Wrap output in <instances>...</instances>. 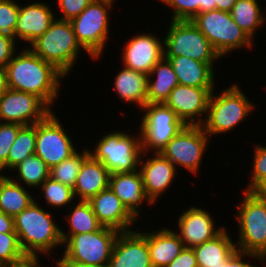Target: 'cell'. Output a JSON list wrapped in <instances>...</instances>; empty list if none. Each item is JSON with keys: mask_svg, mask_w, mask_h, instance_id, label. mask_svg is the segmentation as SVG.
<instances>
[{"mask_svg": "<svg viewBox=\"0 0 266 267\" xmlns=\"http://www.w3.org/2000/svg\"><path fill=\"white\" fill-rule=\"evenodd\" d=\"M8 88L32 93L51 109L60 94L65 75L53 64L44 61L29 47L15 53L6 66Z\"/></svg>", "mask_w": 266, "mask_h": 267, "instance_id": "cell-1", "label": "cell"}, {"mask_svg": "<svg viewBox=\"0 0 266 267\" xmlns=\"http://www.w3.org/2000/svg\"><path fill=\"white\" fill-rule=\"evenodd\" d=\"M54 220L51 211H46L36 199L14 217V230L26 255L49 257L52 250L63 245L61 228Z\"/></svg>", "mask_w": 266, "mask_h": 267, "instance_id": "cell-2", "label": "cell"}, {"mask_svg": "<svg viewBox=\"0 0 266 267\" xmlns=\"http://www.w3.org/2000/svg\"><path fill=\"white\" fill-rule=\"evenodd\" d=\"M216 90L210 95L207 115L201 125L209 138L218 134L226 135L236 126L239 127L238 124L255 109L254 102L249 100L238 83L231 84L219 94Z\"/></svg>", "mask_w": 266, "mask_h": 267, "instance_id": "cell-3", "label": "cell"}, {"mask_svg": "<svg viewBox=\"0 0 266 267\" xmlns=\"http://www.w3.org/2000/svg\"><path fill=\"white\" fill-rule=\"evenodd\" d=\"M243 192L237 205L238 251L251 253L266 261V192Z\"/></svg>", "mask_w": 266, "mask_h": 267, "instance_id": "cell-4", "label": "cell"}, {"mask_svg": "<svg viewBox=\"0 0 266 267\" xmlns=\"http://www.w3.org/2000/svg\"><path fill=\"white\" fill-rule=\"evenodd\" d=\"M29 48L44 61L53 64L66 77L85 52L78 43L70 21L56 17L49 28Z\"/></svg>", "mask_w": 266, "mask_h": 267, "instance_id": "cell-5", "label": "cell"}, {"mask_svg": "<svg viewBox=\"0 0 266 267\" xmlns=\"http://www.w3.org/2000/svg\"><path fill=\"white\" fill-rule=\"evenodd\" d=\"M115 0H93L77 17L70 20L76 39L95 61L105 51L109 41L110 11Z\"/></svg>", "mask_w": 266, "mask_h": 267, "instance_id": "cell-6", "label": "cell"}, {"mask_svg": "<svg viewBox=\"0 0 266 267\" xmlns=\"http://www.w3.org/2000/svg\"><path fill=\"white\" fill-rule=\"evenodd\" d=\"M193 24L205 35L221 58L239 49H251L254 41L231 18L230 12L211 10L199 13Z\"/></svg>", "mask_w": 266, "mask_h": 267, "instance_id": "cell-7", "label": "cell"}, {"mask_svg": "<svg viewBox=\"0 0 266 267\" xmlns=\"http://www.w3.org/2000/svg\"><path fill=\"white\" fill-rule=\"evenodd\" d=\"M119 231L101 227L96 232L72 235L63 245L61 264L107 267Z\"/></svg>", "mask_w": 266, "mask_h": 267, "instance_id": "cell-8", "label": "cell"}, {"mask_svg": "<svg viewBox=\"0 0 266 267\" xmlns=\"http://www.w3.org/2000/svg\"><path fill=\"white\" fill-rule=\"evenodd\" d=\"M167 31L163 36L164 57L186 56L213 68L222 59L191 20H170Z\"/></svg>", "mask_w": 266, "mask_h": 267, "instance_id": "cell-9", "label": "cell"}, {"mask_svg": "<svg viewBox=\"0 0 266 267\" xmlns=\"http://www.w3.org/2000/svg\"><path fill=\"white\" fill-rule=\"evenodd\" d=\"M138 134V135H136ZM136 135V136H135ZM135 135L124 131H111L103 135L90 154L113 174L132 172L139 168L142 154L140 132Z\"/></svg>", "mask_w": 266, "mask_h": 267, "instance_id": "cell-10", "label": "cell"}, {"mask_svg": "<svg viewBox=\"0 0 266 267\" xmlns=\"http://www.w3.org/2000/svg\"><path fill=\"white\" fill-rule=\"evenodd\" d=\"M138 131L141 136L142 152L160 153V151L186 125L176 113L164 103H147L141 108Z\"/></svg>", "mask_w": 266, "mask_h": 267, "instance_id": "cell-11", "label": "cell"}, {"mask_svg": "<svg viewBox=\"0 0 266 267\" xmlns=\"http://www.w3.org/2000/svg\"><path fill=\"white\" fill-rule=\"evenodd\" d=\"M210 138L202 126L186 125L160 151V154L170 160L176 167H183L193 175L201 169L204 153L209 149Z\"/></svg>", "mask_w": 266, "mask_h": 267, "instance_id": "cell-12", "label": "cell"}, {"mask_svg": "<svg viewBox=\"0 0 266 267\" xmlns=\"http://www.w3.org/2000/svg\"><path fill=\"white\" fill-rule=\"evenodd\" d=\"M52 111L44 120L36 123V149L39 156L51 169L73 155L78 149L58 116Z\"/></svg>", "mask_w": 266, "mask_h": 267, "instance_id": "cell-13", "label": "cell"}, {"mask_svg": "<svg viewBox=\"0 0 266 267\" xmlns=\"http://www.w3.org/2000/svg\"><path fill=\"white\" fill-rule=\"evenodd\" d=\"M51 109L38 96L8 88L0 96V122L33 125L44 120Z\"/></svg>", "mask_w": 266, "mask_h": 267, "instance_id": "cell-14", "label": "cell"}, {"mask_svg": "<svg viewBox=\"0 0 266 267\" xmlns=\"http://www.w3.org/2000/svg\"><path fill=\"white\" fill-rule=\"evenodd\" d=\"M214 90L215 88H197L178 84L164 104L171 108L185 125L201 126L207 115L210 95Z\"/></svg>", "mask_w": 266, "mask_h": 267, "instance_id": "cell-15", "label": "cell"}, {"mask_svg": "<svg viewBox=\"0 0 266 267\" xmlns=\"http://www.w3.org/2000/svg\"><path fill=\"white\" fill-rule=\"evenodd\" d=\"M136 34L123 46L122 66L149 75L152 68L164 58V40L152 33Z\"/></svg>", "mask_w": 266, "mask_h": 267, "instance_id": "cell-16", "label": "cell"}, {"mask_svg": "<svg viewBox=\"0 0 266 267\" xmlns=\"http://www.w3.org/2000/svg\"><path fill=\"white\" fill-rule=\"evenodd\" d=\"M147 154L142 152L138 169L142 176L145 194L154 204L158 202L157 199L162 197L165 191L169 190L172 183H175L178 169L160 153H149L153 157H149ZM144 159L147 160L144 161Z\"/></svg>", "mask_w": 266, "mask_h": 267, "instance_id": "cell-17", "label": "cell"}, {"mask_svg": "<svg viewBox=\"0 0 266 267\" xmlns=\"http://www.w3.org/2000/svg\"><path fill=\"white\" fill-rule=\"evenodd\" d=\"M107 267H152L148 232H119Z\"/></svg>", "mask_w": 266, "mask_h": 267, "instance_id": "cell-18", "label": "cell"}, {"mask_svg": "<svg viewBox=\"0 0 266 267\" xmlns=\"http://www.w3.org/2000/svg\"><path fill=\"white\" fill-rule=\"evenodd\" d=\"M178 236L185 247L194 248L218 235L224 226L216 228L209 211L190 206L178 217Z\"/></svg>", "mask_w": 266, "mask_h": 267, "instance_id": "cell-19", "label": "cell"}, {"mask_svg": "<svg viewBox=\"0 0 266 267\" xmlns=\"http://www.w3.org/2000/svg\"><path fill=\"white\" fill-rule=\"evenodd\" d=\"M88 202L103 227L126 232L132 230L131 227L134 229V225L138 222L110 187L100 191Z\"/></svg>", "mask_w": 266, "mask_h": 267, "instance_id": "cell-20", "label": "cell"}, {"mask_svg": "<svg viewBox=\"0 0 266 267\" xmlns=\"http://www.w3.org/2000/svg\"><path fill=\"white\" fill-rule=\"evenodd\" d=\"M49 3L34 2L20 5L17 24L13 37L15 40L27 42L28 46L44 34L52 21L56 18L55 12Z\"/></svg>", "mask_w": 266, "mask_h": 267, "instance_id": "cell-21", "label": "cell"}, {"mask_svg": "<svg viewBox=\"0 0 266 267\" xmlns=\"http://www.w3.org/2000/svg\"><path fill=\"white\" fill-rule=\"evenodd\" d=\"M109 187L137 220L141 217L140 211L141 206L144 205L143 202L154 206L145 194L139 169L132 172L110 174Z\"/></svg>", "mask_w": 266, "mask_h": 267, "instance_id": "cell-22", "label": "cell"}, {"mask_svg": "<svg viewBox=\"0 0 266 267\" xmlns=\"http://www.w3.org/2000/svg\"><path fill=\"white\" fill-rule=\"evenodd\" d=\"M110 172L91 154L83 161L73 187L77 201H89L100 191L109 187Z\"/></svg>", "mask_w": 266, "mask_h": 267, "instance_id": "cell-23", "label": "cell"}, {"mask_svg": "<svg viewBox=\"0 0 266 267\" xmlns=\"http://www.w3.org/2000/svg\"><path fill=\"white\" fill-rule=\"evenodd\" d=\"M164 58L172 65L180 85L197 88H217L215 84V69L209 63L199 62L186 56Z\"/></svg>", "mask_w": 266, "mask_h": 267, "instance_id": "cell-24", "label": "cell"}, {"mask_svg": "<svg viewBox=\"0 0 266 267\" xmlns=\"http://www.w3.org/2000/svg\"><path fill=\"white\" fill-rule=\"evenodd\" d=\"M185 246L177 232L171 228H161L148 232V248L152 267H166Z\"/></svg>", "mask_w": 266, "mask_h": 267, "instance_id": "cell-25", "label": "cell"}, {"mask_svg": "<svg viewBox=\"0 0 266 267\" xmlns=\"http://www.w3.org/2000/svg\"><path fill=\"white\" fill-rule=\"evenodd\" d=\"M114 78L113 89L119 99L127 104H135L141 110L147 104L148 75L122 67Z\"/></svg>", "mask_w": 266, "mask_h": 267, "instance_id": "cell-26", "label": "cell"}, {"mask_svg": "<svg viewBox=\"0 0 266 267\" xmlns=\"http://www.w3.org/2000/svg\"><path fill=\"white\" fill-rule=\"evenodd\" d=\"M227 229L224 227L213 239L193 248L198 267H222L237 250Z\"/></svg>", "mask_w": 266, "mask_h": 267, "instance_id": "cell-27", "label": "cell"}, {"mask_svg": "<svg viewBox=\"0 0 266 267\" xmlns=\"http://www.w3.org/2000/svg\"><path fill=\"white\" fill-rule=\"evenodd\" d=\"M178 84L172 65L163 58L148 75L147 103H164Z\"/></svg>", "mask_w": 266, "mask_h": 267, "instance_id": "cell-28", "label": "cell"}, {"mask_svg": "<svg viewBox=\"0 0 266 267\" xmlns=\"http://www.w3.org/2000/svg\"><path fill=\"white\" fill-rule=\"evenodd\" d=\"M28 189L5 174L0 179V211L12 217L21 213L35 200Z\"/></svg>", "mask_w": 266, "mask_h": 267, "instance_id": "cell-29", "label": "cell"}, {"mask_svg": "<svg viewBox=\"0 0 266 267\" xmlns=\"http://www.w3.org/2000/svg\"><path fill=\"white\" fill-rule=\"evenodd\" d=\"M73 205L68 208L70 211L69 213L67 212V215L65 216L67 219L65 221L69 224L68 233L61 229L63 244L72 235L96 232L102 227L88 201H77V203Z\"/></svg>", "mask_w": 266, "mask_h": 267, "instance_id": "cell-30", "label": "cell"}, {"mask_svg": "<svg viewBox=\"0 0 266 267\" xmlns=\"http://www.w3.org/2000/svg\"><path fill=\"white\" fill-rule=\"evenodd\" d=\"M258 0H237L230 11L234 22L255 41L256 30L262 28L266 21V15Z\"/></svg>", "mask_w": 266, "mask_h": 267, "instance_id": "cell-31", "label": "cell"}, {"mask_svg": "<svg viewBox=\"0 0 266 267\" xmlns=\"http://www.w3.org/2000/svg\"><path fill=\"white\" fill-rule=\"evenodd\" d=\"M17 175H10L9 177L16 183L27 186L29 189H37L49 176L50 168L48 165L36 154L27 157L25 160L18 163L12 169ZM15 177V178H14Z\"/></svg>", "mask_w": 266, "mask_h": 267, "instance_id": "cell-32", "label": "cell"}, {"mask_svg": "<svg viewBox=\"0 0 266 267\" xmlns=\"http://www.w3.org/2000/svg\"><path fill=\"white\" fill-rule=\"evenodd\" d=\"M36 124L23 126L12 144L7 158V170L12 169L27 157L35 154Z\"/></svg>", "mask_w": 266, "mask_h": 267, "instance_id": "cell-33", "label": "cell"}, {"mask_svg": "<svg viewBox=\"0 0 266 267\" xmlns=\"http://www.w3.org/2000/svg\"><path fill=\"white\" fill-rule=\"evenodd\" d=\"M89 155L90 151L88 148H84L82 151L77 150L69 158L52 167L49 177L73 188L76 184L77 175L80 172L83 161Z\"/></svg>", "mask_w": 266, "mask_h": 267, "instance_id": "cell-34", "label": "cell"}, {"mask_svg": "<svg viewBox=\"0 0 266 267\" xmlns=\"http://www.w3.org/2000/svg\"><path fill=\"white\" fill-rule=\"evenodd\" d=\"M37 189L41 190L47 206L52 208L69 207L74 200L73 188L48 177ZM69 205V206H68ZM58 207V208H57Z\"/></svg>", "mask_w": 266, "mask_h": 267, "instance_id": "cell-35", "label": "cell"}, {"mask_svg": "<svg viewBox=\"0 0 266 267\" xmlns=\"http://www.w3.org/2000/svg\"><path fill=\"white\" fill-rule=\"evenodd\" d=\"M252 158L251 180L243 191L266 192V146L256 144Z\"/></svg>", "mask_w": 266, "mask_h": 267, "instance_id": "cell-36", "label": "cell"}, {"mask_svg": "<svg viewBox=\"0 0 266 267\" xmlns=\"http://www.w3.org/2000/svg\"><path fill=\"white\" fill-rule=\"evenodd\" d=\"M25 255L16 232L0 233V266L11 267Z\"/></svg>", "mask_w": 266, "mask_h": 267, "instance_id": "cell-37", "label": "cell"}, {"mask_svg": "<svg viewBox=\"0 0 266 267\" xmlns=\"http://www.w3.org/2000/svg\"><path fill=\"white\" fill-rule=\"evenodd\" d=\"M23 125L17 123L0 122V173L7 171V158L9 150L16 140L17 134ZM5 171V172H4Z\"/></svg>", "mask_w": 266, "mask_h": 267, "instance_id": "cell-38", "label": "cell"}, {"mask_svg": "<svg viewBox=\"0 0 266 267\" xmlns=\"http://www.w3.org/2000/svg\"><path fill=\"white\" fill-rule=\"evenodd\" d=\"M20 3L15 0H0V33L14 35Z\"/></svg>", "mask_w": 266, "mask_h": 267, "instance_id": "cell-39", "label": "cell"}, {"mask_svg": "<svg viewBox=\"0 0 266 267\" xmlns=\"http://www.w3.org/2000/svg\"><path fill=\"white\" fill-rule=\"evenodd\" d=\"M159 1V0H157ZM172 9L171 20H192L199 14L198 0H160Z\"/></svg>", "mask_w": 266, "mask_h": 267, "instance_id": "cell-40", "label": "cell"}, {"mask_svg": "<svg viewBox=\"0 0 266 267\" xmlns=\"http://www.w3.org/2000/svg\"><path fill=\"white\" fill-rule=\"evenodd\" d=\"M93 0H57L60 11L58 19L70 21L77 17Z\"/></svg>", "mask_w": 266, "mask_h": 267, "instance_id": "cell-41", "label": "cell"}, {"mask_svg": "<svg viewBox=\"0 0 266 267\" xmlns=\"http://www.w3.org/2000/svg\"><path fill=\"white\" fill-rule=\"evenodd\" d=\"M17 41L13 36L0 33V67L6 68L17 52Z\"/></svg>", "mask_w": 266, "mask_h": 267, "instance_id": "cell-42", "label": "cell"}, {"mask_svg": "<svg viewBox=\"0 0 266 267\" xmlns=\"http://www.w3.org/2000/svg\"><path fill=\"white\" fill-rule=\"evenodd\" d=\"M248 258H252L254 260L259 261V265L263 264L262 266H264V263L266 262L262 257L255 255V254H251V253H246V252H242V251H238L236 250L224 263V265L222 267H258L256 265H252L250 264L249 260L245 261V259L247 260ZM245 258V259H244ZM244 259V260H242ZM263 262V263H262Z\"/></svg>", "mask_w": 266, "mask_h": 267, "instance_id": "cell-43", "label": "cell"}, {"mask_svg": "<svg viewBox=\"0 0 266 267\" xmlns=\"http://www.w3.org/2000/svg\"><path fill=\"white\" fill-rule=\"evenodd\" d=\"M166 267H198L193 248L184 247L181 253Z\"/></svg>", "mask_w": 266, "mask_h": 267, "instance_id": "cell-44", "label": "cell"}, {"mask_svg": "<svg viewBox=\"0 0 266 267\" xmlns=\"http://www.w3.org/2000/svg\"><path fill=\"white\" fill-rule=\"evenodd\" d=\"M40 257L38 255H25L17 260L11 267H41Z\"/></svg>", "mask_w": 266, "mask_h": 267, "instance_id": "cell-45", "label": "cell"}, {"mask_svg": "<svg viewBox=\"0 0 266 267\" xmlns=\"http://www.w3.org/2000/svg\"><path fill=\"white\" fill-rule=\"evenodd\" d=\"M15 232L14 217L0 211V233Z\"/></svg>", "mask_w": 266, "mask_h": 267, "instance_id": "cell-46", "label": "cell"}, {"mask_svg": "<svg viewBox=\"0 0 266 267\" xmlns=\"http://www.w3.org/2000/svg\"><path fill=\"white\" fill-rule=\"evenodd\" d=\"M216 10L230 12L237 0H214Z\"/></svg>", "mask_w": 266, "mask_h": 267, "instance_id": "cell-47", "label": "cell"}, {"mask_svg": "<svg viewBox=\"0 0 266 267\" xmlns=\"http://www.w3.org/2000/svg\"><path fill=\"white\" fill-rule=\"evenodd\" d=\"M199 13L216 10V2L214 0H198Z\"/></svg>", "mask_w": 266, "mask_h": 267, "instance_id": "cell-48", "label": "cell"}, {"mask_svg": "<svg viewBox=\"0 0 266 267\" xmlns=\"http://www.w3.org/2000/svg\"><path fill=\"white\" fill-rule=\"evenodd\" d=\"M8 89L6 68L0 67V96Z\"/></svg>", "mask_w": 266, "mask_h": 267, "instance_id": "cell-49", "label": "cell"}, {"mask_svg": "<svg viewBox=\"0 0 266 267\" xmlns=\"http://www.w3.org/2000/svg\"><path fill=\"white\" fill-rule=\"evenodd\" d=\"M54 263L57 267H94L90 265H81V264H61L60 260H55Z\"/></svg>", "mask_w": 266, "mask_h": 267, "instance_id": "cell-50", "label": "cell"}]
</instances>
